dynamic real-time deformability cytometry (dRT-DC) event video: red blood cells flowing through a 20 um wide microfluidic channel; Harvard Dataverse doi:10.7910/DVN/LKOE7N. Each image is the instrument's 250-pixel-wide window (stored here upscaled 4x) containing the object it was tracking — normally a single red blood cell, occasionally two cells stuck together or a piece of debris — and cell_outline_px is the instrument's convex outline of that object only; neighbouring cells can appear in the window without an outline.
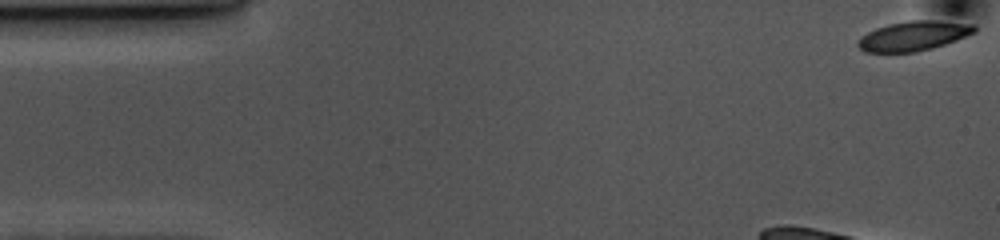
{"species": "common noctule bat (a hibernating species)", "species_latin": "Nyctalus noctula", "temperature_condition": "cold", "stored_images_in_passage": 41, "camera_frame_rate_fps": 3000, "um_per_image_px": 0.085, "animal": {"sex": "female", "body_mass_g": 10.0, "forearm_length_mm": 53.1}, "frame": {"image": 1, "passage_image": 1, "time_ms": 0.0, "image_size_px": [1000, 240], "cell_outline_px": [[976, 32], [956, 40], [932, 48], [916, 52], [864, 52], [856, 44], [856, 40], [860, 36], [876, 28], [888, 24], [908, 20], [936, 20], [976, 24]], "centroid_in_image_um": [77.64, 3.04], "position_along_channel_um": 7.4, "area_um2": 20.29}}
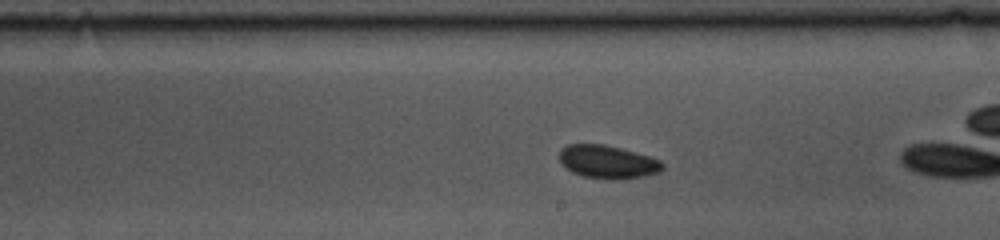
{"frame": {"image": 2, "passage_image": 27, "time_ms": 8.667, "image_size_px": [1000, 240], "cell_outline_px": [[664, 168], [656, 172], [644, 176], [616, 180], [612, 180], [584, 176], [572, 172], [560, 164], [560, 148], [568, 144], [604, 144], [636, 152], [660, 160], [664, 164]], "centroid_in_image_um": [51.62, 13.76], "position_along_channel_um": 237.4, "area_um2": 19.94}}
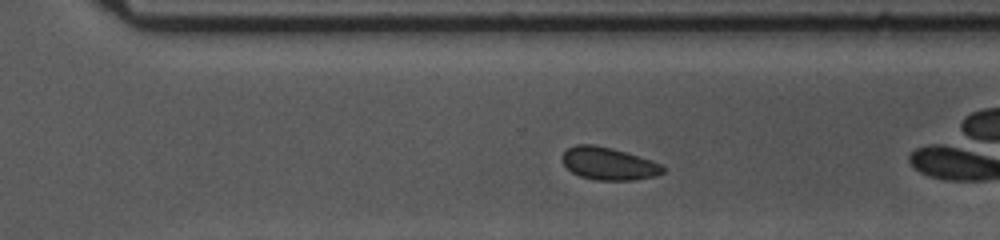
{"frame": {"image": 3, "passage_image": 34, "time_ms": 11.0, "image_size_px": [1000, 240], "cell_outline_px": [[664, 172], [656, 176], [632, 180], [596, 180], [580, 176], [572, 172], [560, 160], [560, 156], [568, 148], [576, 144], [592, 144], [612, 148], [652, 160], [664, 164]], "centroid_in_image_um": [51.73, 13.9], "position_along_channel_um": 318.9, "area_um2": 19.25}, "authors_computed_cell_mechanics": {"area_um2": 20.3456, "velocity_mm_per_s": 3.4962, "shape_relaxation_time_tau1_ms": 0.7763, "shape_relaxation_time_tau2_ms": null, "deformation_change_tau1": 0.2494, "deformation_change_tau2": null}}